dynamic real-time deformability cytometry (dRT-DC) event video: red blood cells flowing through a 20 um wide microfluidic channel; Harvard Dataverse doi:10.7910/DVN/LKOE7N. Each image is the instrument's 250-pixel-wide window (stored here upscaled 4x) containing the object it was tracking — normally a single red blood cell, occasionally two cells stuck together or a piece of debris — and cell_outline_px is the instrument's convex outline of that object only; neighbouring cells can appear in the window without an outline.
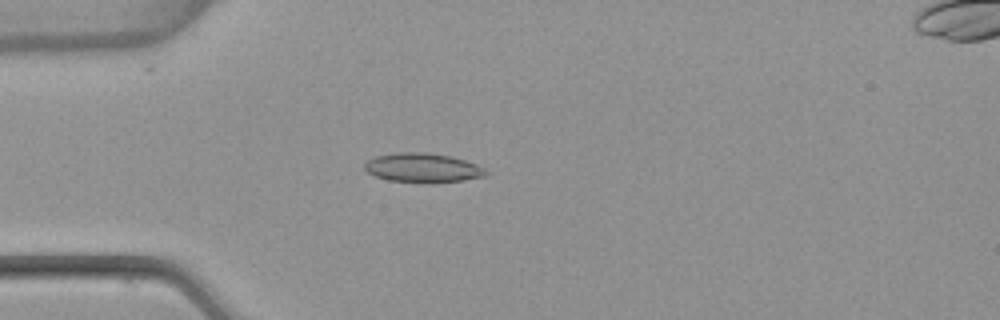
{"species": "common noctule bat (a hibernating species)", "species_latin": "Nyctalus noctula", "temperature_condition": "warm", "stored_images_in_passage": 5, "segment_of_instrument_passage": [1, 2], "camera_frame_rate_fps": 3000, "um_per_image_px": 0.085, "animal": {"sex": "female", "body_mass_g": 22.7, "forearm_length_mm": 54.2}, "frame": {"image": 1, "passage_image": 4, "time_ms": 1.0, "image_size_px": [1000, 320], "cell_outline_px": [[488, 176], [464, 180], [432, 184], [428, 184], [388, 180], [376, 176], [368, 172], [364, 168], [364, 164], [368, 160], [376, 156], [400, 152], [424, 152], [452, 156], [476, 164], [484, 168], [488, 172]], "centroid_in_image_um": [35.97, 14.28], "position_along_channel_um": 49.0, "area_um2": 20.98}}